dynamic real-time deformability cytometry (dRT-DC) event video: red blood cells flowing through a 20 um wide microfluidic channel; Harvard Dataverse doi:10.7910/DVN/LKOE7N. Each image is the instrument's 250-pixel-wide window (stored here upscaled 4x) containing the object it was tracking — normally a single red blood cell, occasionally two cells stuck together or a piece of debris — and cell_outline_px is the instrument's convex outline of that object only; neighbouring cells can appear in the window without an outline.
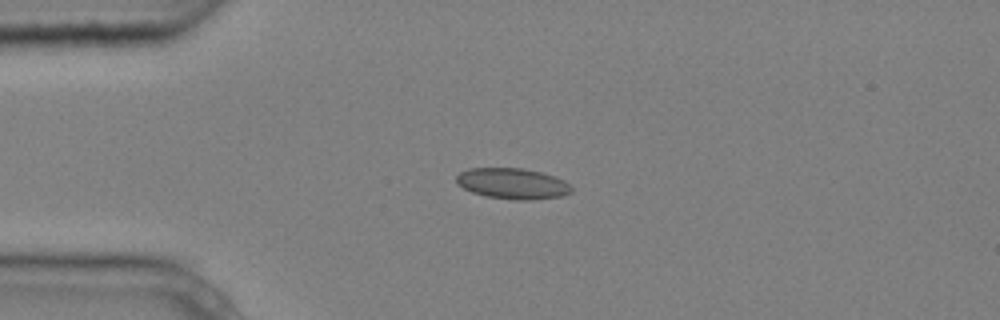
{"species": "common noctule bat (a hibernating species)", "species_latin": "Nyctalus noctula", "temperature_condition": "cold", "stored_images_in_passage": 4, "camera_frame_rate_fps": 3000, "um_per_image_px": 0.085, "animal": {"sex": "male", "body_mass_g": 20.4}, "frame": {"image": 1, "passage_image": 3, "time_ms": 0.667, "image_size_px": [1000, 320], "cell_outline_px": [[572, 192], [564, 196], [532, 200], [512, 200], [488, 196], [472, 192], [464, 188], [456, 180], [456, 176], [460, 172], [468, 168], [524, 168], [556, 176], [564, 180], [572, 188]], "centroid_in_image_um": [43.61, 15.6], "position_along_channel_um": 41.4, "area_um2": 20.75}}